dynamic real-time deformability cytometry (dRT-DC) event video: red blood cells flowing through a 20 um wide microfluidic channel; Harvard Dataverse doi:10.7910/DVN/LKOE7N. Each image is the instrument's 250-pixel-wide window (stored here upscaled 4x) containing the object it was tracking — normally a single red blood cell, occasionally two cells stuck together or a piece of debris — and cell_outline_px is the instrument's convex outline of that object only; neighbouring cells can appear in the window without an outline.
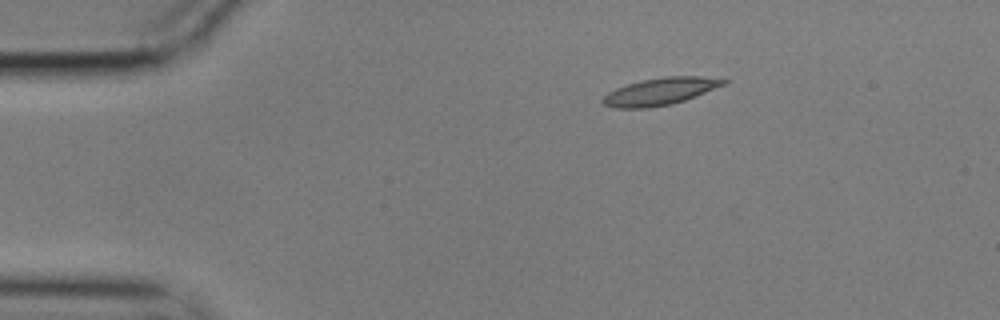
{"species": "common noctule bat (a hibernating species)", "species_latin": "Nyctalus noctula", "temperature_condition": "cold", "stored_images_in_passage": 48, "camera_frame_rate_fps": 3000, "um_per_image_px": 0.085, "animal": {"sex": "male", "body_mass_g": 17.9}, "frame": {"image": 1, "passage_image": 1, "time_ms": 0.0, "image_size_px": [1000, 320], "cell_outline_px": [[728, 80], [724, 84], [684, 100], [668, 104], [648, 108], [616, 108], [604, 104], [600, 100], [608, 92], [616, 88], [628, 84], [644, 80], [664, 76], [700, 76]], "centroid_in_image_um": [56.06, 7.77], "position_along_channel_um": 28.9, "area_um2": 18.67}}
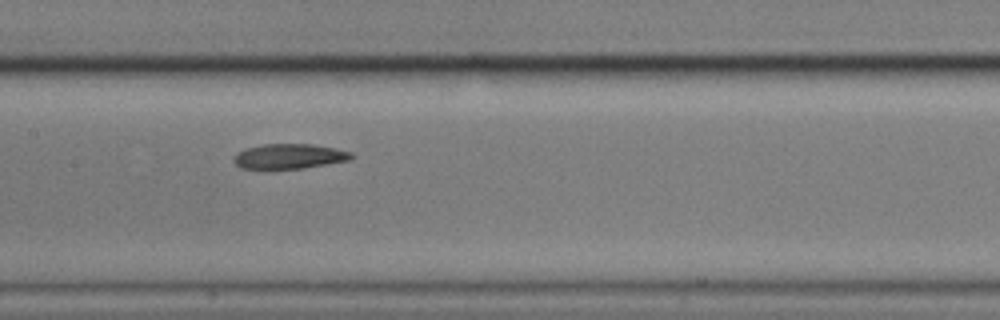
{"frame": {"image": 2, "passage_image": 19, "time_ms": 6.0, "image_size_px": [1000, 320], "cell_outline_px": [[356, 156], [352, 160], [304, 168], [272, 172], [264, 172], [240, 168], [232, 160], [232, 156], [236, 152], [248, 148], [264, 144], [312, 144], [336, 148], [352, 152]], "centroid_in_image_um": [24.54, 13.34], "position_along_channel_um": 182.9, "area_um2": 18.26}}
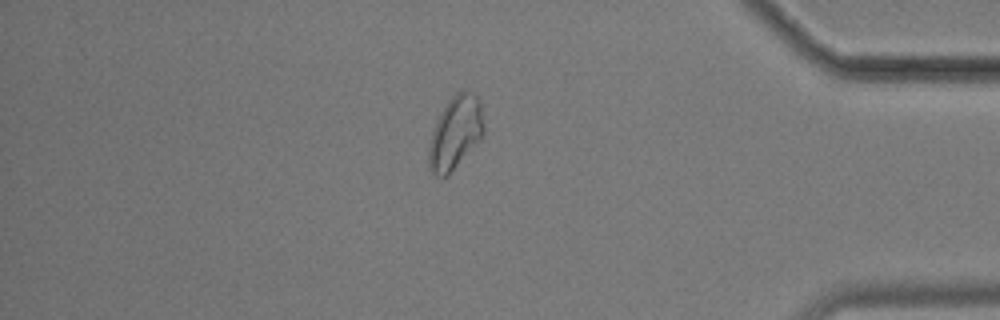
{"frame": {"image": 3, "passage_image": 40, "time_ms": 13.0, "image_size_px": [1000, 320], "cell_outline_px": [[484, 136], [448, 176], [436, 176], [428, 168], [428, 144], [432, 132], [448, 100], [456, 92], [468, 92], [476, 96], [480, 104], [484, 128]], "centroid_in_image_um": [38.7, 11.35], "position_along_channel_um": 396.5, "area_um2": 23.18}, "authors_computed_cell_mechanics": {"area_um2": 18.4093, "velocity_mm_per_s": 3.491, "shape_relaxation_time_tau1_ms": 9.9209, "shape_relaxation_time_tau2_ms": 9.8518, "deformation_change_tau1": 0.189, "deformation_change_tau2": 0.1715}}